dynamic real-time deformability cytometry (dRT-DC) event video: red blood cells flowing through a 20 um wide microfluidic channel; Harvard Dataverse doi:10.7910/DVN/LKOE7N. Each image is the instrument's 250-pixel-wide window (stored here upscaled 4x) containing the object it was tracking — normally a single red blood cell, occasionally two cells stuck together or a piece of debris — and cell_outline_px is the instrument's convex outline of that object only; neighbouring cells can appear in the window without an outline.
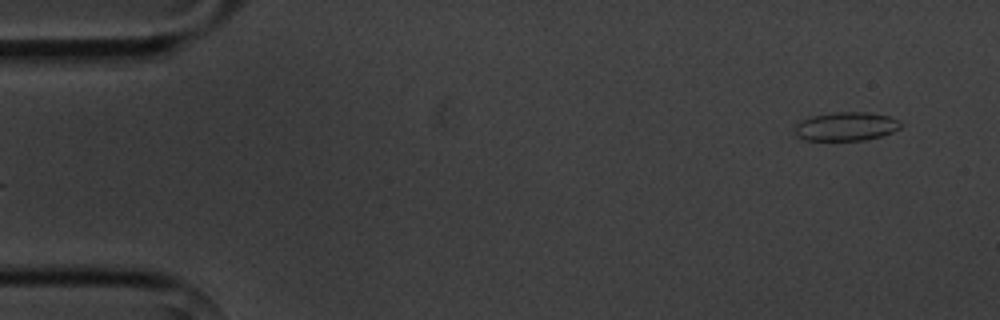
{"species": "common noctule bat (a hibernating species)", "species_latin": "Nyctalus noctula", "temperature_condition": "cold", "stored_images_in_passage": 5, "camera_frame_rate_fps": 3000, "um_per_image_px": 0.085, "animal": {"sex": "male", "body_mass_g": 20.1, "forearm_length_mm": 53.5}, "frame": {"image": 1, "passage_image": 5, "time_ms": 4.667, "image_size_px": [1000, 320], "cell_outline_px": [[904, 124], [900, 128], [892, 132], [880, 136], [864, 140], [804, 140], [796, 136], [792, 128], [796, 124], [812, 116], [836, 112], [868, 112], [888, 116], [900, 120]], "centroid_in_image_um": [71.92, 10.75], "position_along_channel_um": 13.1, "area_um2": 17.8}}